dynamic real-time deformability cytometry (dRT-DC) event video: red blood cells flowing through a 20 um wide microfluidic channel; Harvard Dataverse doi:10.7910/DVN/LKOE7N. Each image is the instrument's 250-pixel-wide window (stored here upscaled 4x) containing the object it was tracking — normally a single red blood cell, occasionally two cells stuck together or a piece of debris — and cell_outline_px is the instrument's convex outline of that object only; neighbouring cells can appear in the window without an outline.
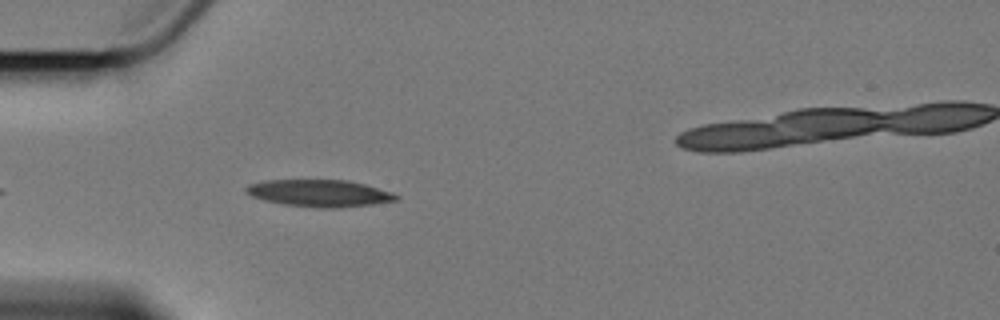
{"species": "Egyptian fruit bat (a non-hibernating species)", "species_latin": "Rousettus aegyptiacus", "temperature_condition": "cold", "stored_images_in_passage": 7, "camera_frame_rate_fps": 3000, "um_per_image_px": 0.085, "animal": {"sex": "female"}, "frame": {"image": 1, "passage_image": 6, "time_ms": 5.667, "image_size_px": [1000, 320], "cell_outline_px": [[400, 200], [372, 204], [336, 208], [332, 208], [284, 204], [264, 200], [252, 196], [244, 192], [244, 188], [248, 184], [264, 180], [348, 180], [364, 184], [392, 192], [400, 196]], "centroid_in_image_um": [27.16, 16.41], "position_along_channel_um": 57.8, "area_um2": 23.52}}